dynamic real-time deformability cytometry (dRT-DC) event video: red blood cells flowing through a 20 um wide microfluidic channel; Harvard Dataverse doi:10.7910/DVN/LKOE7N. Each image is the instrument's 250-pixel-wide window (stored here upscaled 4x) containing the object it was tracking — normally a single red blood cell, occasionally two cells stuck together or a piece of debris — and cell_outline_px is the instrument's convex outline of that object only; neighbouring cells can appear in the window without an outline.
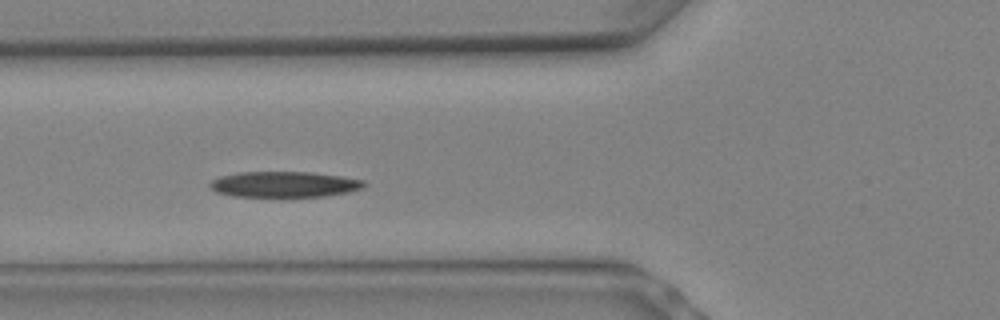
{"species": "Egyptian fruit bat (a non-hibernating species)", "species_latin": "Rousettus aegyptiacus", "temperature_condition": "warm", "stored_images_in_passage": 8, "camera_frame_rate_fps": 3000, "um_per_image_px": 0.085, "animal": {"sex": "female"}, "frame": {"image": 1, "passage_image": 7, "time_ms": 2.0, "image_size_px": [1000, 320], "cell_outline_px": [[368, 184], [360, 188], [348, 192], [324, 196], [284, 200], [232, 196], [216, 192], [208, 184], [212, 180], [220, 176], [236, 172], [312, 172], [340, 176], [364, 180]], "centroid_in_image_um": [24.12, 15.72], "position_along_channel_um": 101.7, "area_um2": 24.33}}